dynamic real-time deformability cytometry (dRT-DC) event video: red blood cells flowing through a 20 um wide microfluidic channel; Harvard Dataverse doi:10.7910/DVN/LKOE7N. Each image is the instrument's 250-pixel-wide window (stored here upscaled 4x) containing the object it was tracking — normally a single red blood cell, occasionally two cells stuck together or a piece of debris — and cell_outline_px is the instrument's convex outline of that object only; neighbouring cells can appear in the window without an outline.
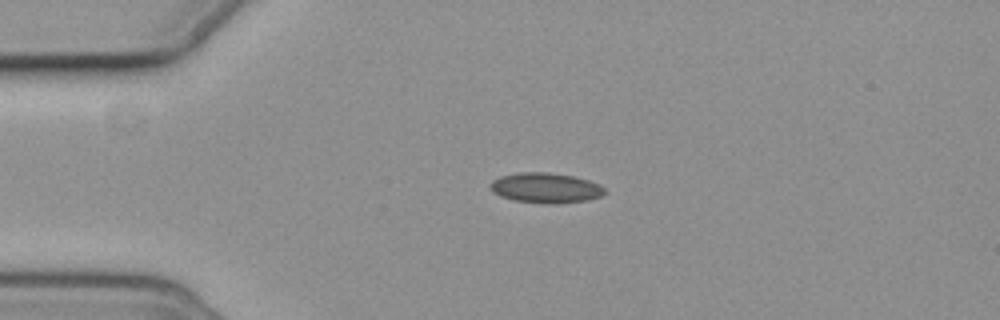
{"species": "common noctule bat (a hibernating species)", "species_latin": "Nyctalus noctula", "temperature_condition": "cold", "stored_images_in_passage": 38, "camera_frame_rate_fps": 3000, "um_per_image_px": 0.085, "animal": {"sex": "female", "body_mass_g": 19.3, "forearm_length_mm": 54.1}, "frame": {"image": 1, "passage_image": 1, "time_ms": 0.0, "image_size_px": [1000, 320], "cell_outline_px": [[608, 192], [600, 196], [584, 200], [512, 200], [500, 196], [492, 192], [488, 184], [492, 180], [500, 176], [520, 172], [548, 172], [572, 176], [588, 180], [600, 184]], "centroid_in_image_um": [46.32, 15.9], "position_along_channel_um": 38.7, "area_um2": 19.07}}
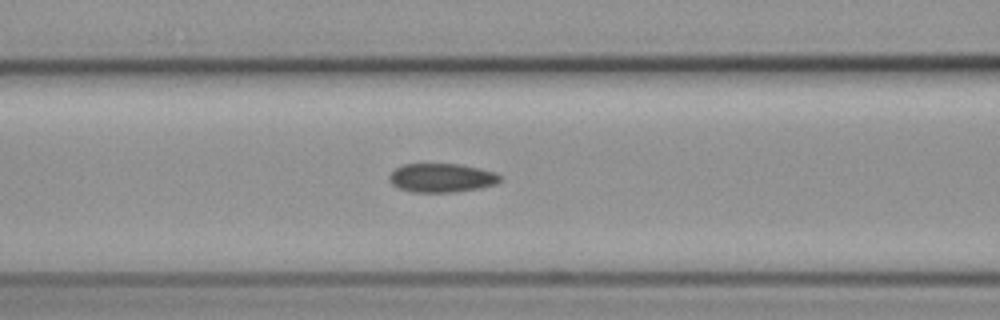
{"frame": {"image": 2, "passage_image": 11, "time_ms": 3.333, "image_size_px": [1000, 320], "cell_outline_px": [[504, 180], [496, 184], [480, 188], [456, 192], [412, 192], [400, 188], [392, 184], [388, 180], [388, 176], [396, 168], [404, 164], [460, 164], [480, 168], [496, 172]], "centroid_in_image_um": [37.58, 15.12], "position_along_channel_um": 129.0, "area_um2": 18.79}}
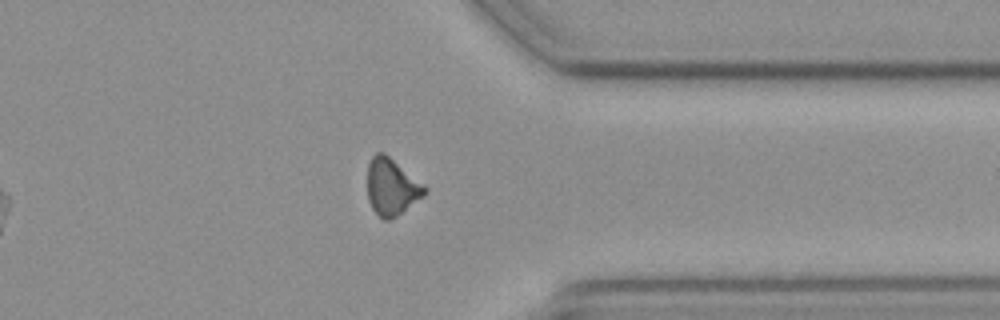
{"frame": {"image": 3, "passage_image": 32, "time_ms": 10.333, "image_size_px": [1000, 320], "cell_outline_px": [[428, 188], [424, 196], [396, 216], [388, 220], [384, 220], [372, 208], [368, 200], [368, 164], [372, 156], [376, 152], [384, 152], [424, 184]], "centroid_in_image_um": [33.29, 15.87], "position_along_channel_um": 378.1, "area_um2": 18.84}, "authors_computed_cell_mechanics": {"area_um2": 18.7272, "velocity_mm_per_s": 3.6637, "shape_relaxation_time_tau1_ms": null, "shape_relaxation_time_tau2_ms": 9.539, "deformation_change_tau1": null, "deformation_change_tau2": 0.1548}}